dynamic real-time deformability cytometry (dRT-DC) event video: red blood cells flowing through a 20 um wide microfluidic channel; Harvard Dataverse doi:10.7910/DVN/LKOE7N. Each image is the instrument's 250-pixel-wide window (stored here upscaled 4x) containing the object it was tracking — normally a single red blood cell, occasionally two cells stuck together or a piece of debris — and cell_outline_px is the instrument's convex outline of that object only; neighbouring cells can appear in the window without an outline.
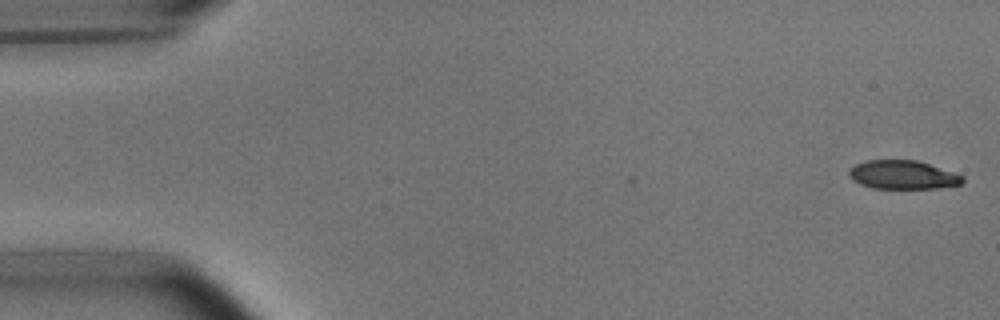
{"species": "common noctule bat (a hibernating species)", "species_latin": "Nyctalus noctula", "temperature_condition": "room temperature", "stored_images_in_passage": 3, "camera_frame_rate_fps": 3000, "um_per_image_px": 0.085, "animal": {"sex": "male", "body_mass_g": 15.6}, "frame": {"image": 1, "passage_image": 1, "time_ms": 0.0, "image_size_px": [1000, 320], "cell_outline_px": [[964, 180], [960, 184], [936, 188], [872, 188], [860, 184], [852, 180], [848, 176], [848, 172], [856, 164], [868, 160], [916, 160], [964, 176]], "centroid_in_image_um": [76.7, 14.86], "position_along_channel_um": 8.3, "area_um2": 18.73}}